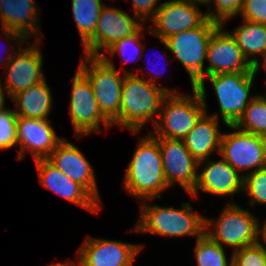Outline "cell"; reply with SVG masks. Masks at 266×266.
<instances>
[{
	"label": "cell",
	"mask_w": 266,
	"mask_h": 266,
	"mask_svg": "<svg viewBox=\"0 0 266 266\" xmlns=\"http://www.w3.org/2000/svg\"><path fill=\"white\" fill-rule=\"evenodd\" d=\"M140 215L131 232L152 233L154 235L175 238L194 236L199 238L205 229V216L194 213L189 202H182L181 208L173 206L150 205L140 202Z\"/></svg>",
	"instance_id": "3957f363"
},
{
	"label": "cell",
	"mask_w": 266,
	"mask_h": 266,
	"mask_svg": "<svg viewBox=\"0 0 266 266\" xmlns=\"http://www.w3.org/2000/svg\"><path fill=\"white\" fill-rule=\"evenodd\" d=\"M198 167L201 170L198 171L197 183L190 194L192 198H196L200 191L219 197H233L237 193H243L244 177L222 157L217 161L210 158L200 161Z\"/></svg>",
	"instance_id": "ac0fdd59"
},
{
	"label": "cell",
	"mask_w": 266,
	"mask_h": 266,
	"mask_svg": "<svg viewBox=\"0 0 266 266\" xmlns=\"http://www.w3.org/2000/svg\"><path fill=\"white\" fill-rule=\"evenodd\" d=\"M205 77L218 73L254 72V68L244 57L236 40L220 24L213 32L208 47Z\"/></svg>",
	"instance_id": "9a60e30c"
},
{
	"label": "cell",
	"mask_w": 266,
	"mask_h": 266,
	"mask_svg": "<svg viewBox=\"0 0 266 266\" xmlns=\"http://www.w3.org/2000/svg\"><path fill=\"white\" fill-rule=\"evenodd\" d=\"M233 266H266V249L259 242L231 253Z\"/></svg>",
	"instance_id": "1f68e13d"
},
{
	"label": "cell",
	"mask_w": 266,
	"mask_h": 266,
	"mask_svg": "<svg viewBox=\"0 0 266 266\" xmlns=\"http://www.w3.org/2000/svg\"><path fill=\"white\" fill-rule=\"evenodd\" d=\"M50 90L46 79H44L15 94L11 100L14 103L17 116L48 120L54 103Z\"/></svg>",
	"instance_id": "603a6c76"
},
{
	"label": "cell",
	"mask_w": 266,
	"mask_h": 266,
	"mask_svg": "<svg viewBox=\"0 0 266 266\" xmlns=\"http://www.w3.org/2000/svg\"><path fill=\"white\" fill-rule=\"evenodd\" d=\"M139 73L138 69L136 74L125 75L120 114L112 122V125L116 124L120 129H129L134 135L150 121L154 126L164 97L168 93H178V90L152 84L145 80L144 76H139Z\"/></svg>",
	"instance_id": "6da1fadb"
},
{
	"label": "cell",
	"mask_w": 266,
	"mask_h": 266,
	"mask_svg": "<svg viewBox=\"0 0 266 266\" xmlns=\"http://www.w3.org/2000/svg\"><path fill=\"white\" fill-rule=\"evenodd\" d=\"M243 193L250 198V206L266 204V167L245 175Z\"/></svg>",
	"instance_id": "f1b7e54d"
},
{
	"label": "cell",
	"mask_w": 266,
	"mask_h": 266,
	"mask_svg": "<svg viewBox=\"0 0 266 266\" xmlns=\"http://www.w3.org/2000/svg\"><path fill=\"white\" fill-rule=\"evenodd\" d=\"M260 69L254 72L218 73L204 77L198 84H205L208 78L213 86L219 111L210 114L221 119L225 126L235 125L244 114L249 102L255 97L251 95L254 79Z\"/></svg>",
	"instance_id": "52a82bcc"
},
{
	"label": "cell",
	"mask_w": 266,
	"mask_h": 266,
	"mask_svg": "<svg viewBox=\"0 0 266 266\" xmlns=\"http://www.w3.org/2000/svg\"><path fill=\"white\" fill-rule=\"evenodd\" d=\"M144 245L86 237L76 254L83 266H132Z\"/></svg>",
	"instance_id": "2e32d148"
},
{
	"label": "cell",
	"mask_w": 266,
	"mask_h": 266,
	"mask_svg": "<svg viewBox=\"0 0 266 266\" xmlns=\"http://www.w3.org/2000/svg\"><path fill=\"white\" fill-rule=\"evenodd\" d=\"M239 16L250 22L266 24V0H243Z\"/></svg>",
	"instance_id": "d6a6232c"
},
{
	"label": "cell",
	"mask_w": 266,
	"mask_h": 266,
	"mask_svg": "<svg viewBox=\"0 0 266 266\" xmlns=\"http://www.w3.org/2000/svg\"><path fill=\"white\" fill-rule=\"evenodd\" d=\"M124 190L138 202L162 199L168 189L158 140L149 132L138 141L123 181Z\"/></svg>",
	"instance_id": "7a4b0ae2"
},
{
	"label": "cell",
	"mask_w": 266,
	"mask_h": 266,
	"mask_svg": "<svg viewBox=\"0 0 266 266\" xmlns=\"http://www.w3.org/2000/svg\"><path fill=\"white\" fill-rule=\"evenodd\" d=\"M208 0H204V5L206 6Z\"/></svg>",
	"instance_id": "60d3db41"
},
{
	"label": "cell",
	"mask_w": 266,
	"mask_h": 266,
	"mask_svg": "<svg viewBox=\"0 0 266 266\" xmlns=\"http://www.w3.org/2000/svg\"><path fill=\"white\" fill-rule=\"evenodd\" d=\"M39 40L32 44L25 43L10 59L3 71V82L7 87L10 99L23 90L44 80L46 77L42 71L43 56ZM27 44V45H26Z\"/></svg>",
	"instance_id": "5bb4252c"
},
{
	"label": "cell",
	"mask_w": 266,
	"mask_h": 266,
	"mask_svg": "<svg viewBox=\"0 0 266 266\" xmlns=\"http://www.w3.org/2000/svg\"><path fill=\"white\" fill-rule=\"evenodd\" d=\"M235 126L243 132L266 138V95L256 94Z\"/></svg>",
	"instance_id": "484cf974"
},
{
	"label": "cell",
	"mask_w": 266,
	"mask_h": 266,
	"mask_svg": "<svg viewBox=\"0 0 266 266\" xmlns=\"http://www.w3.org/2000/svg\"><path fill=\"white\" fill-rule=\"evenodd\" d=\"M104 6L101 0H71L72 15L81 37V45L94 34Z\"/></svg>",
	"instance_id": "d4e9b609"
},
{
	"label": "cell",
	"mask_w": 266,
	"mask_h": 266,
	"mask_svg": "<svg viewBox=\"0 0 266 266\" xmlns=\"http://www.w3.org/2000/svg\"><path fill=\"white\" fill-rule=\"evenodd\" d=\"M127 1V0H126ZM134 17H137L143 24L155 16L156 11L160 7L158 1L160 0H131Z\"/></svg>",
	"instance_id": "836d02e7"
},
{
	"label": "cell",
	"mask_w": 266,
	"mask_h": 266,
	"mask_svg": "<svg viewBox=\"0 0 266 266\" xmlns=\"http://www.w3.org/2000/svg\"><path fill=\"white\" fill-rule=\"evenodd\" d=\"M219 119L206 112L196 122L195 127L183 139L185 146L198 161L209 159L214 152H220L222 132Z\"/></svg>",
	"instance_id": "7402d4cb"
},
{
	"label": "cell",
	"mask_w": 266,
	"mask_h": 266,
	"mask_svg": "<svg viewBox=\"0 0 266 266\" xmlns=\"http://www.w3.org/2000/svg\"><path fill=\"white\" fill-rule=\"evenodd\" d=\"M227 127L233 131L222 132L218 154L243 177L266 167V138L243 132L235 125Z\"/></svg>",
	"instance_id": "9c48e42d"
},
{
	"label": "cell",
	"mask_w": 266,
	"mask_h": 266,
	"mask_svg": "<svg viewBox=\"0 0 266 266\" xmlns=\"http://www.w3.org/2000/svg\"><path fill=\"white\" fill-rule=\"evenodd\" d=\"M155 138L158 140L168 187L178 183L190 195L197 183L198 161L189 152L183 140Z\"/></svg>",
	"instance_id": "4fadbf2b"
},
{
	"label": "cell",
	"mask_w": 266,
	"mask_h": 266,
	"mask_svg": "<svg viewBox=\"0 0 266 266\" xmlns=\"http://www.w3.org/2000/svg\"><path fill=\"white\" fill-rule=\"evenodd\" d=\"M260 219L239 204L228 202L216 219L205 217L204 233L232 253L259 243ZM212 228V229H211Z\"/></svg>",
	"instance_id": "5b68a950"
},
{
	"label": "cell",
	"mask_w": 266,
	"mask_h": 266,
	"mask_svg": "<svg viewBox=\"0 0 266 266\" xmlns=\"http://www.w3.org/2000/svg\"><path fill=\"white\" fill-rule=\"evenodd\" d=\"M220 24L206 19L199 27L172 35L165 40L159 39L165 48L188 72L192 87L205 77L207 47L214 30Z\"/></svg>",
	"instance_id": "ba28073f"
},
{
	"label": "cell",
	"mask_w": 266,
	"mask_h": 266,
	"mask_svg": "<svg viewBox=\"0 0 266 266\" xmlns=\"http://www.w3.org/2000/svg\"><path fill=\"white\" fill-rule=\"evenodd\" d=\"M104 53L99 57L83 56L78 69L88 78L99 109L112 123L120 114L122 84L126 74H135L124 68L123 76Z\"/></svg>",
	"instance_id": "8992f818"
},
{
	"label": "cell",
	"mask_w": 266,
	"mask_h": 266,
	"mask_svg": "<svg viewBox=\"0 0 266 266\" xmlns=\"http://www.w3.org/2000/svg\"><path fill=\"white\" fill-rule=\"evenodd\" d=\"M242 20L243 23L230 33L248 62L254 68L260 69L266 63V24ZM257 55L263 57L262 64Z\"/></svg>",
	"instance_id": "cb8c5ba5"
},
{
	"label": "cell",
	"mask_w": 266,
	"mask_h": 266,
	"mask_svg": "<svg viewBox=\"0 0 266 266\" xmlns=\"http://www.w3.org/2000/svg\"><path fill=\"white\" fill-rule=\"evenodd\" d=\"M153 63V62H152ZM158 67V66H157ZM158 70V69H157ZM157 70H154V71H157ZM147 73V75H149V76H151L149 79H147V81H149V82H151L152 84H155V85H157V81H158V79H159V76H156L157 75V72L155 73V72H153V69H152V71L150 70V72L148 71V72H146ZM158 74H160L159 72H158ZM158 78V79H157Z\"/></svg>",
	"instance_id": "f35d334b"
},
{
	"label": "cell",
	"mask_w": 266,
	"mask_h": 266,
	"mask_svg": "<svg viewBox=\"0 0 266 266\" xmlns=\"http://www.w3.org/2000/svg\"><path fill=\"white\" fill-rule=\"evenodd\" d=\"M259 242L266 249V220L262 223V225L260 223ZM263 242L265 243V245L263 244Z\"/></svg>",
	"instance_id": "8d00e7d4"
},
{
	"label": "cell",
	"mask_w": 266,
	"mask_h": 266,
	"mask_svg": "<svg viewBox=\"0 0 266 266\" xmlns=\"http://www.w3.org/2000/svg\"><path fill=\"white\" fill-rule=\"evenodd\" d=\"M194 255L197 266H233V255L228 262L225 248L203 233L196 239Z\"/></svg>",
	"instance_id": "4316f807"
},
{
	"label": "cell",
	"mask_w": 266,
	"mask_h": 266,
	"mask_svg": "<svg viewBox=\"0 0 266 266\" xmlns=\"http://www.w3.org/2000/svg\"><path fill=\"white\" fill-rule=\"evenodd\" d=\"M2 77H0V111L2 110V109H4L6 106V104H5V97H9L10 98V95H9V93H8V91H7V87H6V85L3 83V79H1Z\"/></svg>",
	"instance_id": "d590c367"
},
{
	"label": "cell",
	"mask_w": 266,
	"mask_h": 266,
	"mask_svg": "<svg viewBox=\"0 0 266 266\" xmlns=\"http://www.w3.org/2000/svg\"><path fill=\"white\" fill-rule=\"evenodd\" d=\"M69 114L75 135L79 138L100 132L101 126L109 130L112 123L102 114L88 78L77 68L71 82Z\"/></svg>",
	"instance_id": "30bf717a"
},
{
	"label": "cell",
	"mask_w": 266,
	"mask_h": 266,
	"mask_svg": "<svg viewBox=\"0 0 266 266\" xmlns=\"http://www.w3.org/2000/svg\"><path fill=\"white\" fill-rule=\"evenodd\" d=\"M144 25L134 34L124 37L123 39L110 45L106 52L113 59L116 53L120 54L122 61L126 63L139 61L143 56L145 46L141 43V38L144 37Z\"/></svg>",
	"instance_id": "83f0119b"
},
{
	"label": "cell",
	"mask_w": 266,
	"mask_h": 266,
	"mask_svg": "<svg viewBox=\"0 0 266 266\" xmlns=\"http://www.w3.org/2000/svg\"><path fill=\"white\" fill-rule=\"evenodd\" d=\"M36 0H0L1 29L21 33L28 41L34 38L41 41L40 8ZM39 21V22H38ZM39 24V25H38Z\"/></svg>",
	"instance_id": "44dd1931"
},
{
	"label": "cell",
	"mask_w": 266,
	"mask_h": 266,
	"mask_svg": "<svg viewBox=\"0 0 266 266\" xmlns=\"http://www.w3.org/2000/svg\"><path fill=\"white\" fill-rule=\"evenodd\" d=\"M51 124L50 120L45 119L17 118V160H22L28 153L34 160L47 159L51 155L63 140Z\"/></svg>",
	"instance_id": "e0dca14e"
},
{
	"label": "cell",
	"mask_w": 266,
	"mask_h": 266,
	"mask_svg": "<svg viewBox=\"0 0 266 266\" xmlns=\"http://www.w3.org/2000/svg\"><path fill=\"white\" fill-rule=\"evenodd\" d=\"M143 25L126 11L105 5L99 14L94 34L82 45L84 55L99 57L110 45L136 33Z\"/></svg>",
	"instance_id": "8fae6325"
},
{
	"label": "cell",
	"mask_w": 266,
	"mask_h": 266,
	"mask_svg": "<svg viewBox=\"0 0 266 266\" xmlns=\"http://www.w3.org/2000/svg\"><path fill=\"white\" fill-rule=\"evenodd\" d=\"M76 259H78L77 260V262L75 261V263H74V261H72L71 260V262H68V261H65V262H57V263H52V264H49L48 266H83V264H82V262L80 261V259L76 256Z\"/></svg>",
	"instance_id": "74e56055"
},
{
	"label": "cell",
	"mask_w": 266,
	"mask_h": 266,
	"mask_svg": "<svg viewBox=\"0 0 266 266\" xmlns=\"http://www.w3.org/2000/svg\"><path fill=\"white\" fill-rule=\"evenodd\" d=\"M68 178L82 185L101 205V195L92 165L74 144L63 139L47 158Z\"/></svg>",
	"instance_id": "ffe728a7"
},
{
	"label": "cell",
	"mask_w": 266,
	"mask_h": 266,
	"mask_svg": "<svg viewBox=\"0 0 266 266\" xmlns=\"http://www.w3.org/2000/svg\"><path fill=\"white\" fill-rule=\"evenodd\" d=\"M17 114L14 109L4 108L0 111V151L17 147Z\"/></svg>",
	"instance_id": "4dcf8cb0"
},
{
	"label": "cell",
	"mask_w": 266,
	"mask_h": 266,
	"mask_svg": "<svg viewBox=\"0 0 266 266\" xmlns=\"http://www.w3.org/2000/svg\"><path fill=\"white\" fill-rule=\"evenodd\" d=\"M34 162L42 186L92 213L100 212L102 205L82 185L68 178L48 159H37Z\"/></svg>",
	"instance_id": "d6986e66"
},
{
	"label": "cell",
	"mask_w": 266,
	"mask_h": 266,
	"mask_svg": "<svg viewBox=\"0 0 266 266\" xmlns=\"http://www.w3.org/2000/svg\"><path fill=\"white\" fill-rule=\"evenodd\" d=\"M191 88V95L178 92L164 97L154 131H149L154 137L183 140L208 110L205 84Z\"/></svg>",
	"instance_id": "277c9868"
},
{
	"label": "cell",
	"mask_w": 266,
	"mask_h": 266,
	"mask_svg": "<svg viewBox=\"0 0 266 266\" xmlns=\"http://www.w3.org/2000/svg\"><path fill=\"white\" fill-rule=\"evenodd\" d=\"M242 5L243 0H208L206 15L211 21L224 25L228 19L239 15Z\"/></svg>",
	"instance_id": "f546056e"
},
{
	"label": "cell",
	"mask_w": 266,
	"mask_h": 266,
	"mask_svg": "<svg viewBox=\"0 0 266 266\" xmlns=\"http://www.w3.org/2000/svg\"><path fill=\"white\" fill-rule=\"evenodd\" d=\"M178 1L193 2L204 6V0H178Z\"/></svg>",
	"instance_id": "ab89813d"
},
{
	"label": "cell",
	"mask_w": 266,
	"mask_h": 266,
	"mask_svg": "<svg viewBox=\"0 0 266 266\" xmlns=\"http://www.w3.org/2000/svg\"><path fill=\"white\" fill-rule=\"evenodd\" d=\"M200 4L178 0L162 2L147 26L146 32L158 39L166 38L180 32L199 27L206 19V12H202Z\"/></svg>",
	"instance_id": "7c38bea8"
},
{
	"label": "cell",
	"mask_w": 266,
	"mask_h": 266,
	"mask_svg": "<svg viewBox=\"0 0 266 266\" xmlns=\"http://www.w3.org/2000/svg\"><path fill=\"white\" fill-rule=\"evenodd\" d=\"M2 34L6 37V41L8 40H12V42H15L16 44L13 45V47H11L12 51L8 48L7 51L5 52L7 55V58H0V64L1 65H7L10 62V59L12 58V56L25 44L24 42H28V40L19 32L13 31V30H3L1 29ZM15 46H18V49H16ZM15 47V48H14ZM7 48V47H6ZM16 49V51H15ZM2 56V55H1ZM6 59V60H5Z\"/></svg>",
	"instance_id": "e575fe53"
}]
</instances>
